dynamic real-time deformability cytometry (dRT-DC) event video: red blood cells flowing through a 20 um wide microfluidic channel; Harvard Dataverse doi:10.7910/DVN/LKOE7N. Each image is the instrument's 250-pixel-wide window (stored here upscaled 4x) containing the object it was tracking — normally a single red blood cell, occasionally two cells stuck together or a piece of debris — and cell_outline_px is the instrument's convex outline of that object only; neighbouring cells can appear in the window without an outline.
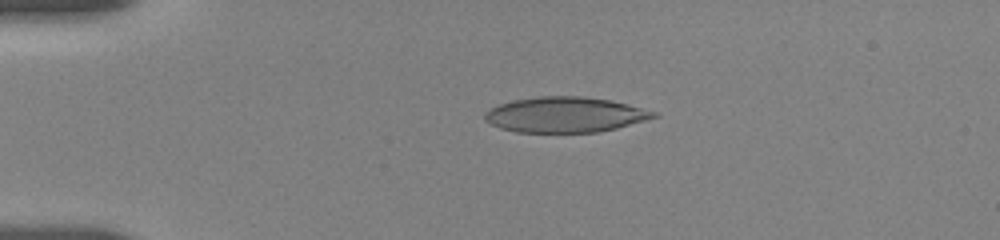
{"species": "human", "species_latin": "Homo sapiens", "temperature_condition": "room temperature", "stored_images_in_passage": 10, "camera_frame_rate_fps": 3000, "um_per_image_px": 0.085, "donor": {"sex": "female"}, "frame": {"image": 1, "passage_image": 5, "time_ms": 3.667, "image_size_px": [1000, 240], "cell_outline_px": [[660, 116], [616, 128], [596, 132], [516, 132], [500, 128], [484, 120], [484, 116], [492, 108], [500, 104], [516, 100], [540, 96], [580, 96], [608, 100], [628, 104], [656, 112]], "centroid_in_image_um": [48.05, 9.75], "position_along_channel_um": 36.9, "area_um2": 34.39}}
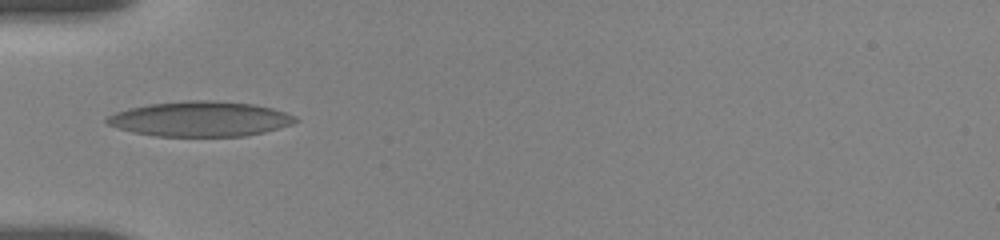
{"frame": {"image": 2, "passage_image": 7, "time_ms": 5.667, "image_size_px": [1000, 240], "cell_outline_px": [[296, 120], [292, 124], [264, 132], [244, 136], [156, 136], [132, 132], [108, 124], [104, 120], [104, 116], [128, 108], [148, 104], [188, 100], [208, 100], [252, 104], [272, 108], [284, 112], [292, 116]], "centroid_in_image_um": [16.95, 10.11], "position_along_channel_um": 68.1, "area_um2": 38.26}}
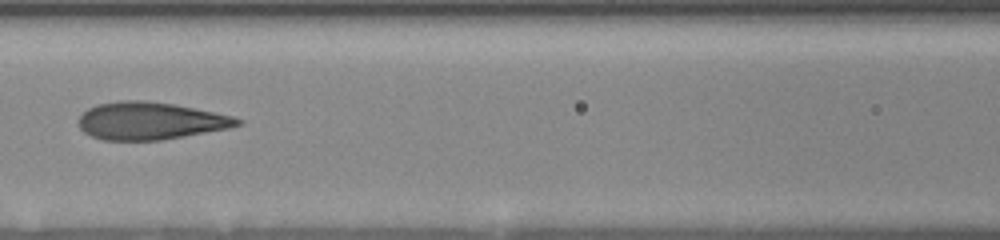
{"frame": {"image": 3, "passage_image": 9, "time_ms": 8.0, "image_size_px": [1000, 240], "cell_outline_px": [[244, 120], [240, 124], [228, 128], [160, 140], [100, 140], [84, 132], [80, 128], [80, 116], [88, 108], [96, 104], [120, 100], [144, 100], [172, 104], [232, 116]], "centroid_in_image_um": [12.73, 10.27], "position_along_channel_um": 153.9, "area_um2": 34.28}}